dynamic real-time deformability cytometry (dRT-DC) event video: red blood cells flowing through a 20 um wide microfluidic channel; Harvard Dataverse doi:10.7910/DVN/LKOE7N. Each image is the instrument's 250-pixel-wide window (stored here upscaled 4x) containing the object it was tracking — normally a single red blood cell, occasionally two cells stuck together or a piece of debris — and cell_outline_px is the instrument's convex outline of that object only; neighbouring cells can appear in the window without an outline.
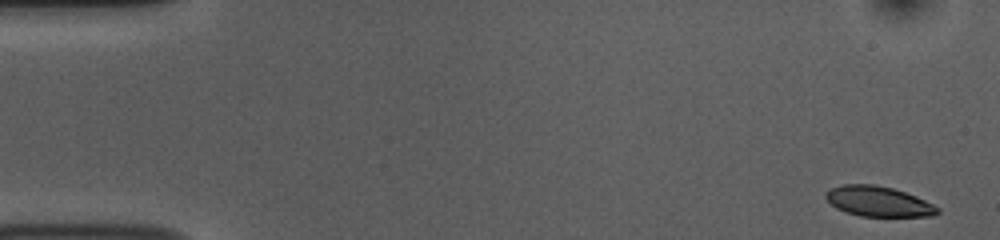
{"species": "common noctule bat (a hibernating species)", "species_latin": "Nyctalus noctula", "temperature_condition": "room temperature", "stored_images_in_passage": 52, "camera_frame_rate_fps": 3000, "um_per_image_px": 0.085, "animal": {"sex": "female", "body_mass_g": 10.0, "forearm_length_mm": 53.1}, "frame": {"image": 1, "passage_image": 1, "time_ms": 0.0, "image_size_px": [1000, 240], "cell_outline_px": [[940, 212], [932, 216], [860, 216], [844, 212], [836, 208], [824, 196], [824, 192], [832, 188], [844, 184], [872, 184], [892, 188], [916, 196], [940, 208]], "centroid_in_image_um": [74.64, 17.12], "position_along_channel_um": 10.4, "area_um2": 19.59}}
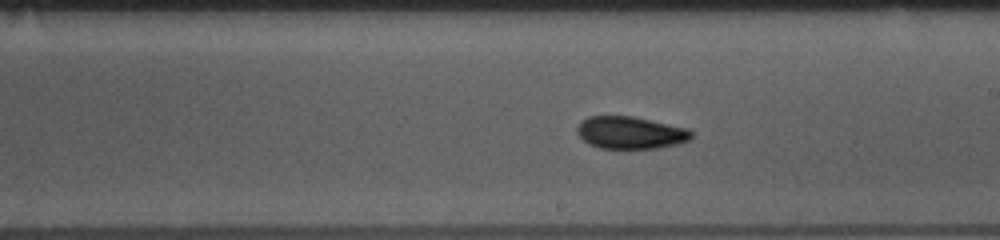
{"frame": {"image": 2, "passage_image": 29, "time_ms": 9.333, "image_size_px": [1000, 240], "cell_outline_px": [[692, 140], [660, 148], [600, 148], [588, 144], [576, 132], [576, 128], [580, 120], [588, 116], [632, 116], [688, 128], [692, 132]], "centroid_in_image_um": [53.58, 11.27], "position_along_channel_um": 235.4, "area_um2": 21.68}}
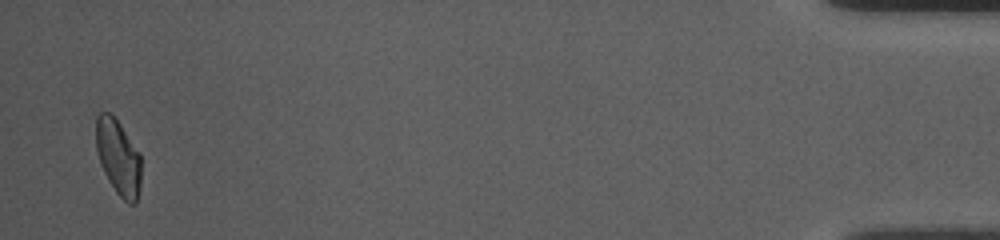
{"frame": {"image": 3, "passage_image": 51, "time_ms": 16.667, "image_size_px": [1000, 240], "cell_outline_px": [[140, 192], [136, 204], [128, 204], [116, 192], [108, 180], [100, 164], [96, 148], [96, 116], [100, 112], [112, 112], [140, 152]], "centroid_in_image_um": [10.06, 13.36], "position_along_channel_um": 425.1, "area_um2": 20.17}, "authors_computed_cell_mechanics": {"area_um2": 20.8947, "velocity_mm_per_s": 3.7446, "shape_relaxation_time_tau1_ms": 4.4309, "shape_relaxation_time_tau2_ms": 3.5067, "deformation_change_tau1": 0.1234, "deformation_change_tau2": 0.0644}}